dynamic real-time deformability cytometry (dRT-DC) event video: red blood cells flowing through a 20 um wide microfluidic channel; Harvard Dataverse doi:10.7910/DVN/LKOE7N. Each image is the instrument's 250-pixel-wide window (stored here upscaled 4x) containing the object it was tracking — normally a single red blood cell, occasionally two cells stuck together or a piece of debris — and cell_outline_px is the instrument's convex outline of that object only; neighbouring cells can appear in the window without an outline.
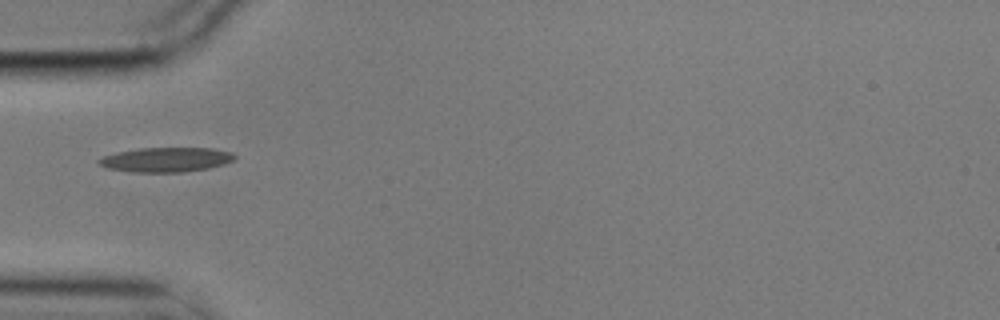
{"species": "common noctule bat (a hibernating species)", "species_latin": "Nyctalus noctula", "temperature_condition": "cold", "stored_images_in_passage": 10, "camera_frame_rate_fps": 3000, "um_per_image_px": 0.085, "animal": {"sex": "male", "body_mass_g": 17.9}, "frame": {"image": 1, "passage_image": 1, "time_ms": 0.0, "image_size_px": [1000, 320], "cell_outline_px": [[236, 156], [232, 160], [224, 164], [208, 168], [180, 172], [132, 172], [104, 168], [96, 160], [104, 156], [116, 152], [140, 148], [212, 148], [232, 152]], "centroid_in_image_um": [14.08, 13.57], "position_along_channel_um": 70.9, "area_um2": 19.42}}
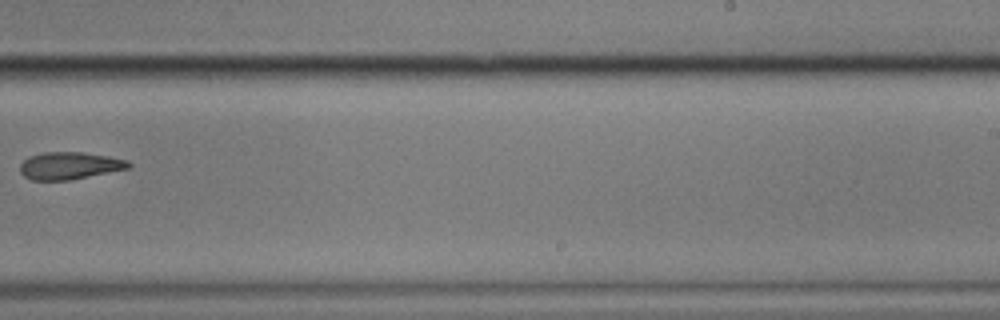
{"frame": {"image": 2, "passage_image": 6, "time_ms": 1.667, "image_size_px": [1000, 320], "cell_outline_px": [[132, 164], [128, 168], [68, 180], [32, 180], [24, 176], [20, 172], [20, 164], [28, 156], [44, 152], [84, 152], [108, 156], [128, 160]], "centroid_in_image_um": [5.88, 14.07], "position_along_channel_um": 283.1, "area_um2": 17.17}}
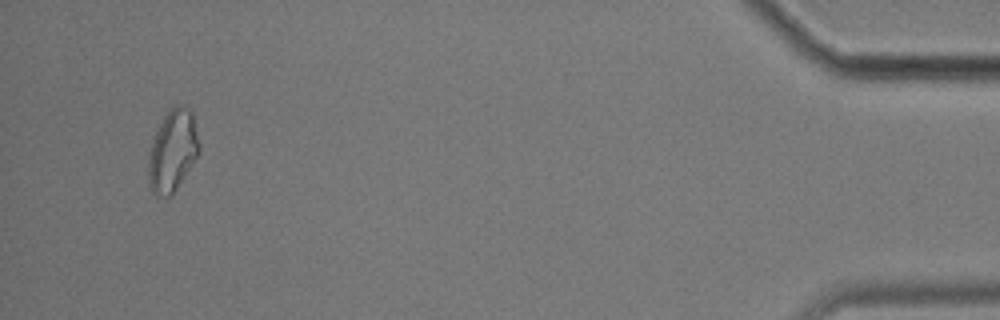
{"frame": {"image": 3, "passage_image": 10, "time_ms": 3.0, "image_size_px": [1000, 320], "cell_outline_px": [[200, 152], [172, 196], [156, 196], [152, 192], [148, 180], [148, 160], [152, 144], [156, 132], [168, 108], [176, 104], [184, 104], [192, 112], [200, 144]], "centroid_in_image_um": [14.69, 12.8], "position_along_channel_um": 420.5, "area_um2": 24.28}}